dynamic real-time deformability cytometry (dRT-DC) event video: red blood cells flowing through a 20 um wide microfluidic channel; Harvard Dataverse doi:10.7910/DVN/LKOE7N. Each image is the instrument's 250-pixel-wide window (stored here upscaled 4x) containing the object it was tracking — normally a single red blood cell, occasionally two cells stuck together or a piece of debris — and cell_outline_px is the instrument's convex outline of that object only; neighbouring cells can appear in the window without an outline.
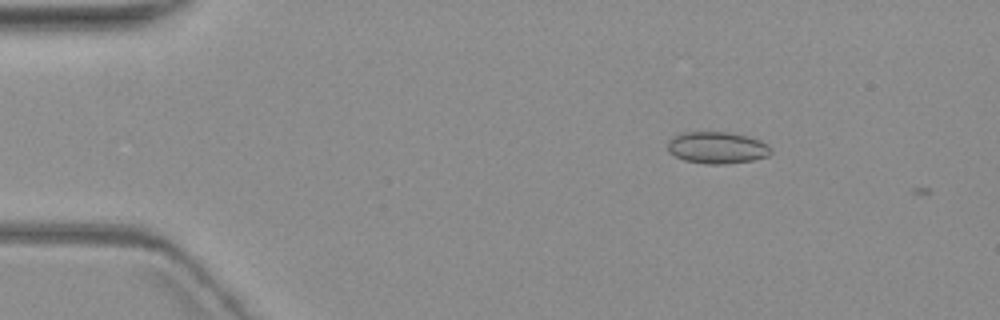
{"species": "common noctule bat (a hibernating species)", "species_latin": "Nyctalus noctula", "temperature_condition": "warm", "stored_images_in_passage": 2, "camera_frame_rate_fps": 3000, "um_per_image_px": 0.085, "animal": {"sex": "female", "body_mass_g": 19.3, "forearm_length_mm": 54.1}, "frame": {"image": 1, "passage_image": 1, "time_ms": 0.0, "image_size_px": [1000, 320], "cell_outline_px": [[772, 152], [768, 156], [752, 160], [724, 164], [708, 164], [684, 160], [668, 152], [668, 140], [672, 136], [680, 132], [728, 132], [760, 140], [768, 144], [772, 148]], "centroid_in_image_um": [60.94, 12.55], "position_along_channel_um": 24.1, "area_um2": 19.19}}